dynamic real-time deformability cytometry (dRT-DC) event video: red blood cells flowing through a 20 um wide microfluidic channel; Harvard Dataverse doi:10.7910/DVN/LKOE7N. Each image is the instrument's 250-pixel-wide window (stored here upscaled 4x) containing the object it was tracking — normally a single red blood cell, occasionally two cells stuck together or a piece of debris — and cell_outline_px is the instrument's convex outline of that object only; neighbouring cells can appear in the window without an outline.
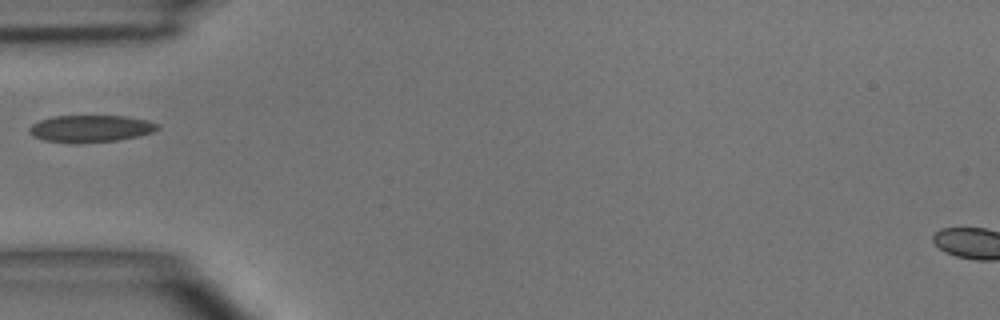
{"species": "common noctule bat (a hibernating species)", "species_latin": "Nyctalus noctula", "temperature_condition": "room temperature", "stored_images_in_passage": 2, "camera_frame_rate_fps": 3000, "um_per_image_px": 0.085, "animal": {"sex": "male", "body_mass_g": 15.6}, "frame": {"image": 1, "passage_image": 1, "time_ms": 0.0, "image_size_px": [1000, 320], "cell_outline_px": [[160, 128], [152, 132], [136, 136], [116, 140], [44, 140], [32, 136], [28, 132], [28, 128], [32, 124], [40, 120], [52, 116], [124, 116], [148, 120], [160, 124]], "centroid_in_image_um": [7.72, 10.87], "position_along_channel_um": 77.3, "area_um2": 19.31}}
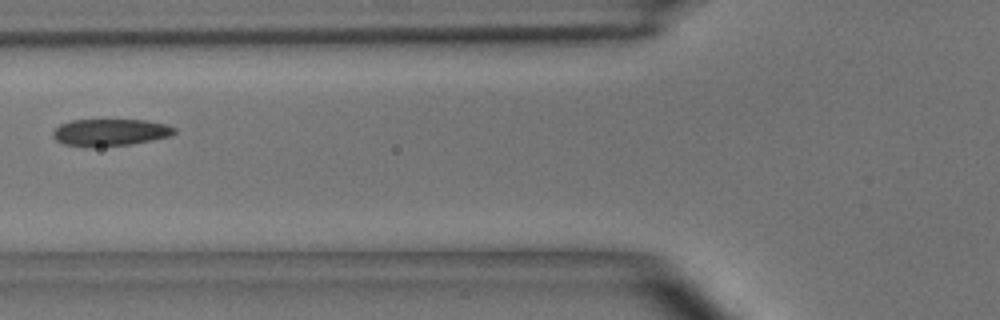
{"frame": {"image": 2, "passage_image": 2, "time_ms": 1.0, "image_size_px": [1000, 320], "cell_outline_px": [[176, 132], [172, 136], [132, 144], [92, 148], [64, 144], [56, 140], [52, 136], [52, 132], [60, 124], [72, 120], [144, 120], [168, 124], [176, 128]], "centroid_in_image_um": [9.38, 11.26], "position_along_channel_um": 116.4, "area_um2": 19.42}}